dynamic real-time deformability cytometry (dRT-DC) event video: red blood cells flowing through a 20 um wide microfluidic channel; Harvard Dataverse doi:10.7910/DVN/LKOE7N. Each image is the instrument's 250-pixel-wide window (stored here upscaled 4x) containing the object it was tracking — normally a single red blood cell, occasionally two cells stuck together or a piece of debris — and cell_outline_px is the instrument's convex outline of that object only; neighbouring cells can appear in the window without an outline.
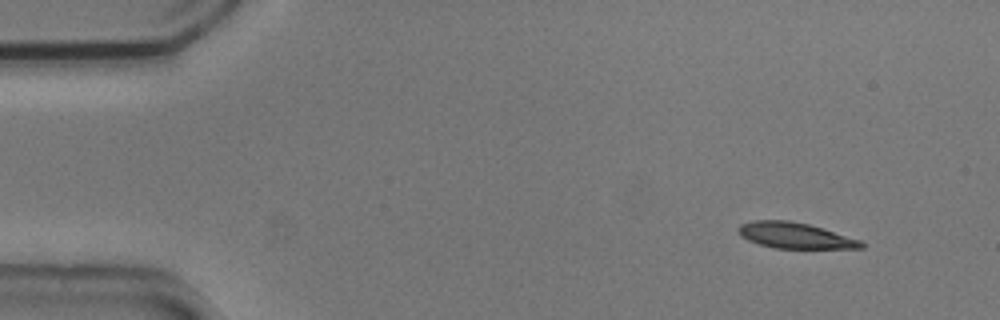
{"species": "common noctule bat (a hibernating species)", "species_latin": "Nyctalus noctula", "temperature_condition": "cold", "stored_images_in_passage": 3, "camera_frame_rate_fps": 3000, "um_per_image_px": 0.085, "animal": {"sex": "male", "body_mass_g": 20.5, "forearm_length_mm": 52.5}, "frame": {"image": 1, "passage_image": 1, "time_ms": 0.0, "image_size_px": [1000, 320], "cell_outline_px": [[864, 248], [776, 248], [760, 244], [748, 240], [740, 236], [736, 228], [740, 224], [752, 220], [788, 220], [808, 224], [860, 240], [864, 244]], "centroid_in_image_um": [67.51, 20.01], "position_along_channel_um": 17.5, "area_um2": 18.32}}
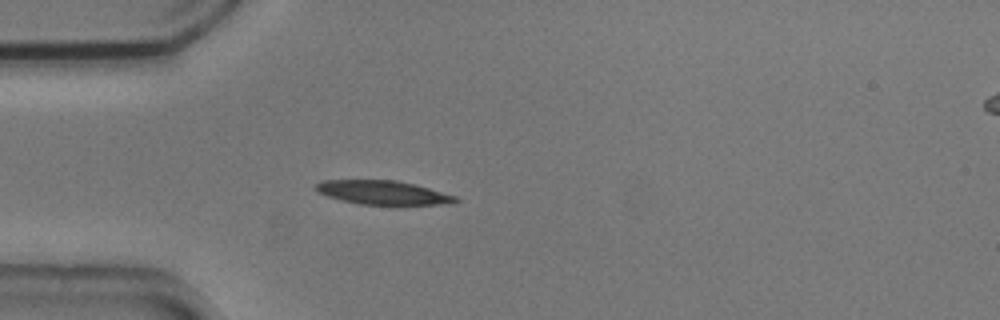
{"frame": {"image": 2, "passage_image": 3, "time_ms": 0.667, "image_size_px": [1000, 320], "cell_outline_px": [[460, 200], [452, 204], [360, 204], [340, 200], [316, 192], [316, 184], [324, 180], [396, 180], [416, 184], [456, 196]], "centroid_in_image_um": [32.56, 16.36], "position_along_channel_um": 52.4, "area_um2": 19.36}}